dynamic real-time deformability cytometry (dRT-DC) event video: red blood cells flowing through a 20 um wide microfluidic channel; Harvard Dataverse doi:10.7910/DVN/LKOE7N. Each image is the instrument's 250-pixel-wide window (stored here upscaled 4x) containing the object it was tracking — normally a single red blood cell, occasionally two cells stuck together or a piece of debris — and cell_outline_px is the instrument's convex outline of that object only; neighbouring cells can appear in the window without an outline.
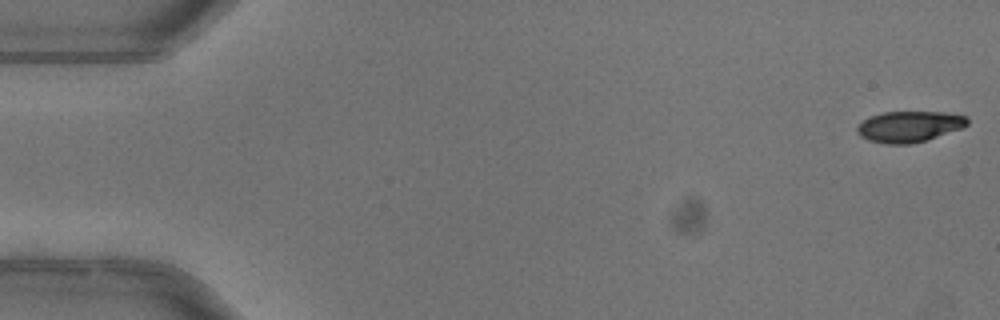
{"species": "common noctule bat (a hibernating species)", "species_latin": "Nyctalus noctula", "temperature_condition": "warm", "stored_images_in_passage": 51, "camera_frame_rate_fps": 3000, "um_per_image_px": 0.085, "animal": {"sex": "female"}, "frame": {"image": 1, "passage_image": 1, "time_ms": 0.0, "image_size_px": [1000, 320], "cell_outline_px": [[968, 124], [964, 128], [912, 144], [888, 144], [868, 140], [860, 136], [856, 132], [856, 128], [868, 116], [880, 112], [944, 112], [968, 116]], "centroid_in_image_um": [77.29, 10.75], "position_along_channel_um": 7.7, "area_um2": 20.06}}
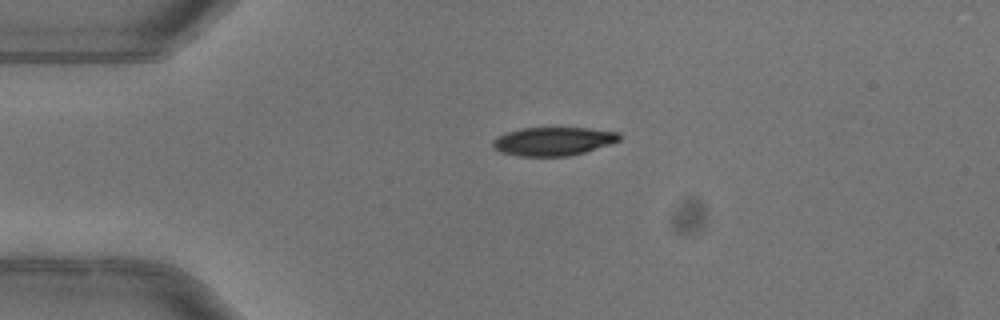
{"frame": {"image": 2, "passage_image": 12, "time_ms": 3.667, "image_size_px": [1000, 320], "cell_outline_px": [[620, 140], [584, 152], [568, 156], [520, 156], [504, 152], [496, 148], [492, 144], [492, 140], [496, 136], [504, 132], [520, 128], [588, 128], [620, 132]], "centroid_in_image_um": [47.01, 11.99], "position_along_channel_um": 38.0, "area_um2": 20.87}, "authors_computed_cell_mechanics": {"area_um2": 22.3108, "velocity_mm_per_s": 4.0287, "shape_relaxation_time_tau1_ms": 2.9381, "shape_relaxation_time_tau2_ms": 4.0987, "deformation_change_tau1": 0.151, "deformation_change_tau2": 0.0808}}